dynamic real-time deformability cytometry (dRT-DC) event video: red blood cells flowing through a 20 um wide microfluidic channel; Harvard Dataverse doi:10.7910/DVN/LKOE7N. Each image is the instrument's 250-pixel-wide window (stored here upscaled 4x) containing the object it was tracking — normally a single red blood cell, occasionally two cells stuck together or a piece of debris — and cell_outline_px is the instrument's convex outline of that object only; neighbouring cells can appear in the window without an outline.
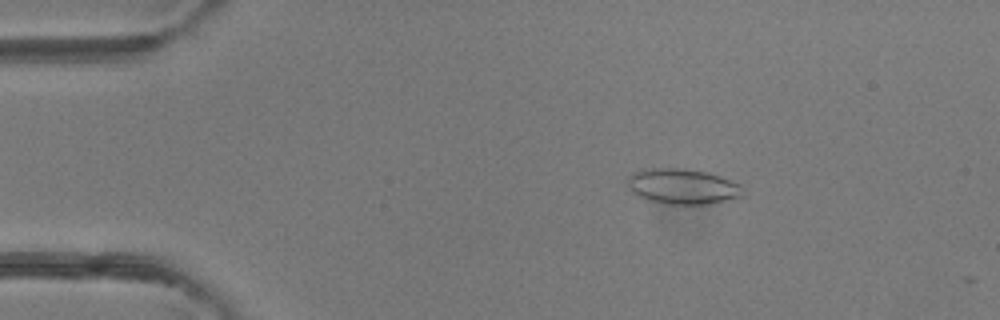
{"species": "common noctule bat (a hibernating species)", "species_latin": "Nyctalus noctula", "temperature_condition": "room temperature", "stored_images_in_passage": 10, "camera_frame_rate_fps": 3000, "um_per_image_px": 0.085, "animal": {"sex": "female"}, "frame": {"image": 1, "passage_image": 8, "time_ms": 2.333, "image_size_px": [1000, 320], "cell_outline_px": [[744, 196], [708, 204], [668, 204], [648, 200], [632, 192], [628, 184], [628, 180], [632, 172], [652, 168], [676, 168], [708, 172], [720, 176], [740, 184]], "centroid_in_image_um": [58.03, 15.85], "position_along_channel_um": 27.0, "area_um2": 23.58}}